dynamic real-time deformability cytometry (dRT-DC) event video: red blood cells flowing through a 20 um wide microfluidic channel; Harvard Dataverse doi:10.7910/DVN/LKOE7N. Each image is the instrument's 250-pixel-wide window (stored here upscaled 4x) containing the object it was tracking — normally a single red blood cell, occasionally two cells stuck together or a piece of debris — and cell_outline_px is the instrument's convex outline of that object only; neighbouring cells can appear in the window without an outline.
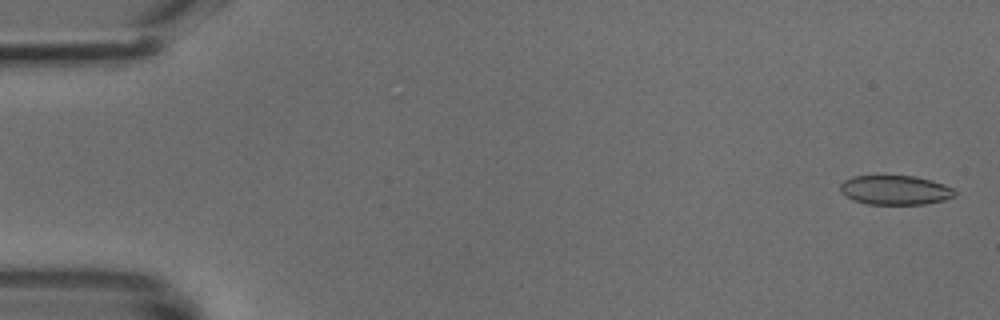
{"species": "common noctule bat (a hibernating species)", "species_latin": "Nyctalus noctula", "temperature_condition": "cold", "stored_images_in_passage": 49, "camera_frame_rate_fps": 3000, "um_per_image_px": 0.085, "animal": {"sex": "male", "body_mass_g": 18.8}, "frame": {"image": 1, "passage_image": 2, "time_ms": 0.333, "image_size_px": [1000, 320], "cell_outline_px": [[956, 196], [944, 200], [924, 204], [868, 204], [852, 200], [844, 196], [840, 192], [840, 184], [844, 180], [852, 176], [916, 176], [932, 180], [944, 184], [952, 188], [956, 192]], "centroid_in_image_um": [76.07, 16.16], "position_along_channel_um": 8.9, "area_um2": 19.77}}
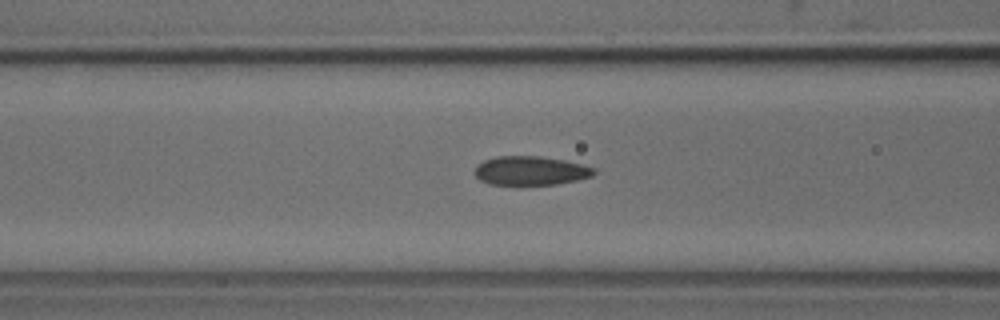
{"frame": {"image": 2, "passage_image": 20, "time_ms": 6.333, "image_size_px": [1000, 320], "cell_outline_px": [[596, 172], [592, 176], [576, 180], [556, 184], [488, 184], [480, 180], [472, 172], [476, 164], [484, 160], [496, 156], [540, 156], [564, 160], [596, 168]], "centroid_in_image_um": [45.05, 14.5], "position_along_channel_um": 121.5, "area_um2": 20.17}}
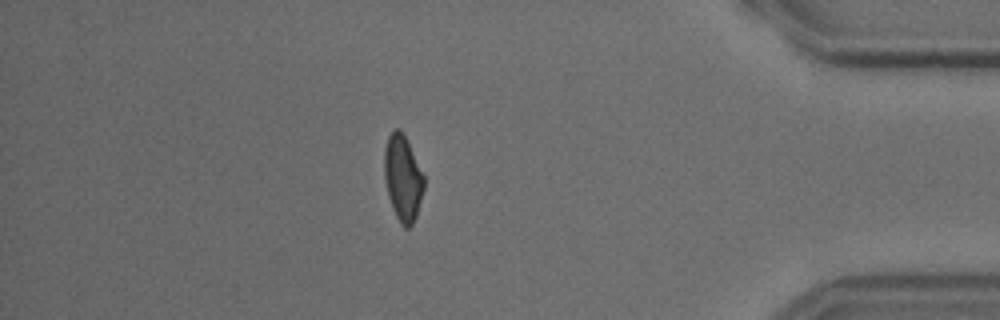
{"frame": {"image": 3, "passage_image": 43, "time_ms": 14.0, "image_size_px": [1000, 320], "cell_outline_px": [[424, 188], [416, 216], [412, 224], [408, 228], [404, 228], [400, 224], [392, 208], [388, 196], [384, 176], [384, 148], [388, 136], [396, 128], [400, 128], [424, 176]], "centroid_in_image_um": [34.22, 15.16], "position_along_channel_um": 401.0, "area_um2": 19.59}}